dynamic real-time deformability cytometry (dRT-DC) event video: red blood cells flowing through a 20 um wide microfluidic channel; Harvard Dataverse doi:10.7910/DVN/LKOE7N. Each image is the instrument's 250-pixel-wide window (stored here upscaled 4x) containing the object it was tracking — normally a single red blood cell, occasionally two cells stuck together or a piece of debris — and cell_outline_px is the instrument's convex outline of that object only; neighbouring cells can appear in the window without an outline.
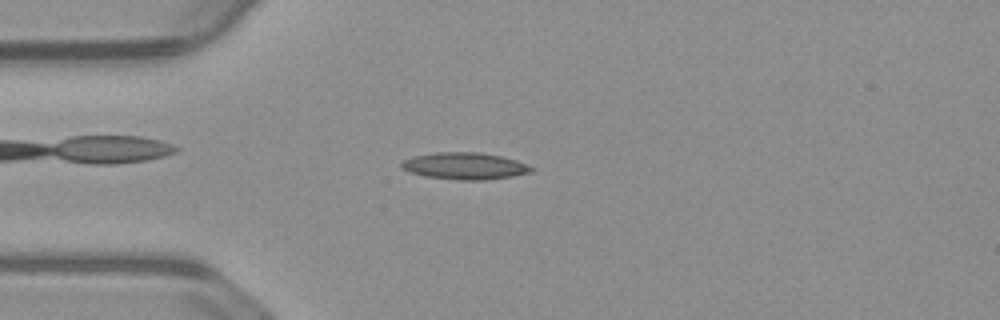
{"species": "common noctule bat (a hibernating species)", "species_latin": "Nyctalus noctula", "temperature_condition": "warm", "stored_images_in_passage": 54, "camera_frame_rate_fps": 3000, "um_per_image_px": 0.085, "animal": {"sex": "male", "body_mass_g": 23.1, "forearm_length_mm": 52.7}, "frame": {"image": 1, "passage_image": 13, "time_ms": 4.0, "image_size_px": [1000, 320], "cell_outline_px": [[532, 172], [512, 176], [488, 180], [460, 180], [424, 176], [408, 172], [400, 168], [400, 164], [404, 160], [412, 156], [436, 152], [480, 152], [500, 156], [516, 160], [532, 168]], "centroid_in_image_um": [39.44, 14.11], "position_along_channel_um": 45.6, "area_um2": 20.35}}
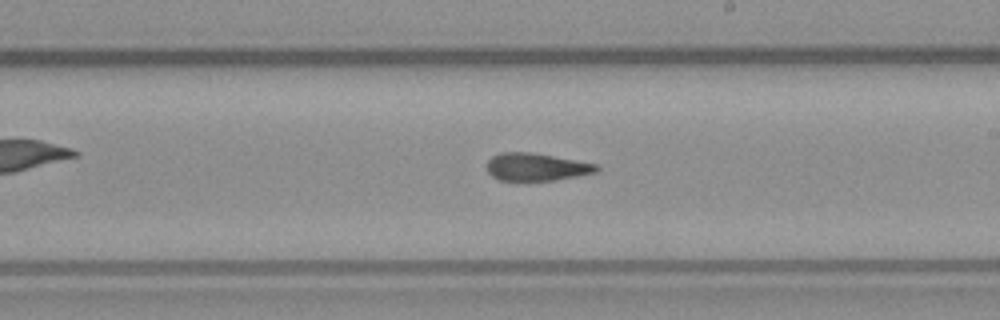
{"frame": {"image": 2, "passage_image": 30, "time_ms": 9.667, "image_size_px": [1000, 320], "cell_outline_px": [[600, 168], [596, 172], [556, 180], [500, 180], [492, 176], [488, 172], [488, 160], [492, 156], [500, 152], [528, 152], [552, 156], [596, 164]], "centroid_in_image_um": [45.57, 14.19], "position_along_channel_um": 243.4, "area_um2": 17.34}}
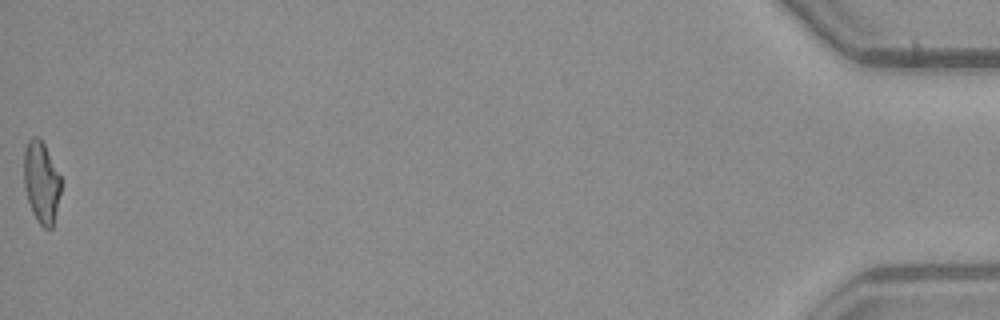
{"frame": {"image": 3, "passage_image": 54, "time_ms": 17.667, "image_size_px": [1000, 320], "cell_outline_px": [[60, 192], [52, 228], [44, 228], [36, 220], [32, 212], [24, 188], [24, 148], [28, 140], [32, 136], [40, 136], [60, 176]], "centroid_in_image_um": [3.49, 15.46], "position_along_channel_um": 431.7, "area_um2": 17.51}, "authors_computed_cell_mechanics": {"area_um2": 18.4671, "velocity_mm_per_s": 3.7411, "shape_relaxation_time_tau1_ms": 8.6651, "shape_relaxation_time_tau2_ms": 1.8024, "deformation_change_tau1": 0.2353, "deformation_change_tau2": 0.0906}}